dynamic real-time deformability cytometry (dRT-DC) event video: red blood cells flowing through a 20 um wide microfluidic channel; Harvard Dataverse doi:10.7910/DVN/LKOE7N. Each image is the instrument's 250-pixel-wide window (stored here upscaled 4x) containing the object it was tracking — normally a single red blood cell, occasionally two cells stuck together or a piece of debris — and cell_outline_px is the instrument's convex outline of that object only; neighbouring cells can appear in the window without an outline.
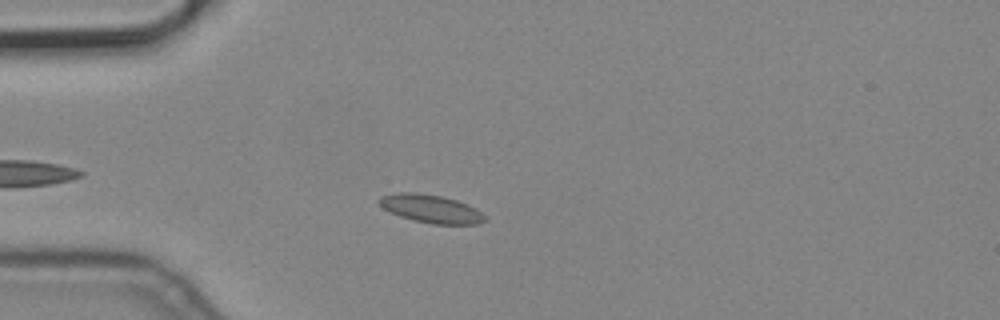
{"species": "common noctule bat (a hibernating species)", "species_latin": "Nyctalus noctula", "temperature_condition": "cold", "stored_images_in_passage": 3, "camera_frame_rate_fps": 3000, "um_per_image_px": 0.085, "animal": {"sex": "male", "body_mass_g": 19.2, "forearm_length_mm": 51.8}, "frame": {"image": 1, "passage_image": 3, "time_ms": 0.667, "image_size_px": [1000, 320], "cell_outline_px": [[488, 220], [480, 224], [432, 224], [412, 220], [400, 216], [384, 208], [376, 200], [380, 196], [396, 192], [416, 192], [440, 196], [456, 200], [468, 204], [476, 208]], "centroid_in_image_um": [36.63, 17.74], "position_along_channel_um": 48.4, "area_um2": 17.4}}